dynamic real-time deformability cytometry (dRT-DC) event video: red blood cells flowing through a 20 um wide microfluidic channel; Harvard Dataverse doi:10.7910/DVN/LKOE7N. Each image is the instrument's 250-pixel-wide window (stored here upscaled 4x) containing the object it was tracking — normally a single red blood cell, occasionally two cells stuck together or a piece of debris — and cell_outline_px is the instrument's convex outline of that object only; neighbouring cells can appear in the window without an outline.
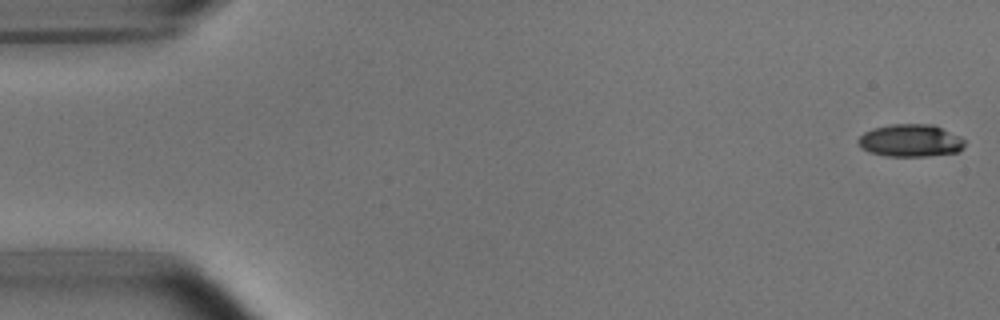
{"species": "common noctule bat (a hibernating species)", "species_latin": "Nyctalus noctula", "temperature_condition": "room temperature", "stored_images_in_passage": 53, "camera_frame_rate_fps": 3000, "um_per_image_px": 0.085, "animal": {"sex": "male", "body_mass_g": 15.6}, "frame": {"image": 1, "passage_image": 1, "time_ms": 0.0, "image_size_px": [1000, 320], "cell_outline_px": [[964, 148], [956, 152], [928, 156], [888, 156], [868, 152], [856, 140], [864, 132], [872, 128], [892, 124], [932, 124], [960, 136], [964, 140]], "centroid_in_image_um": [77.39, 11.94], "position_along_channel_um": 7.6, "area_um2": 20.11}}
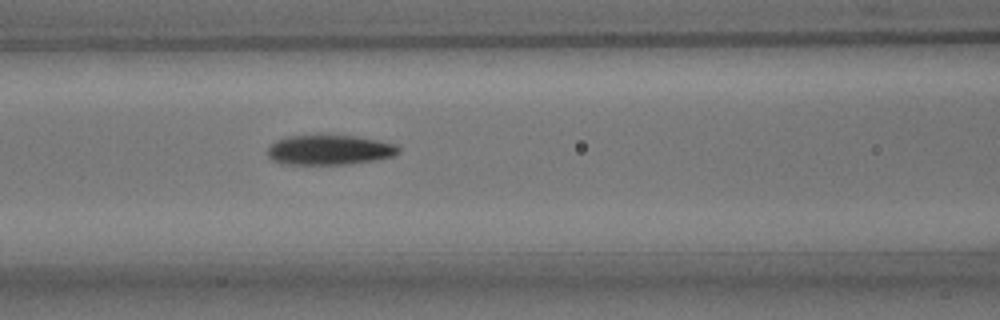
{"frame": {"image": 2, "passage_image": 22, "time_ms": 7.0, "image_size_px": [1000, 320], "cell_outline_px": [[400, 152], [396, 156], [376, 160], [348, 164], [280, 164], [272, 160], [268, 156], [268, 148], [276, 140], [284, 136], [356, 136], [396, 144], [400, 148]], "centroid_in_image_um": [28.02, 12.75], "position_along_channel_um": 138.6, "area_um2": 22.83}}
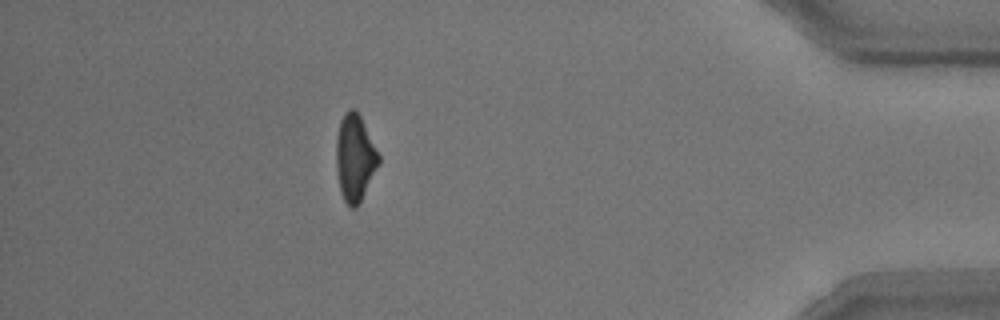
{"frame": {"image": 3, "passage_image": 47, "time_ms": 15.333, "image_size_px": [1000, 320], "cell_outline_px": [[380, 164], [356, 208], [352, 208], [344, 200], [340, 192], [336, 168], [336, 136], [340, 120], [344, 112], [348, 108], [352, 108], [360, 116], [380, 156]], "centroid_in_image_um": [30.15, 13.41], "position_along_channel_um": 405.0, "area_um2": 21.44}, "authors_computed_cell_mechanics": {"area_um2": 21.8484, "velocity_mm_per_s": 3.7735, "shape_relaxation_time_tau1_ms": 3.1356, "shape_relaxation_time_tau2_ms": 6.6905, "deformation_change_tau1": 0.1682, "deformation_change_tau2": 0.1656}}